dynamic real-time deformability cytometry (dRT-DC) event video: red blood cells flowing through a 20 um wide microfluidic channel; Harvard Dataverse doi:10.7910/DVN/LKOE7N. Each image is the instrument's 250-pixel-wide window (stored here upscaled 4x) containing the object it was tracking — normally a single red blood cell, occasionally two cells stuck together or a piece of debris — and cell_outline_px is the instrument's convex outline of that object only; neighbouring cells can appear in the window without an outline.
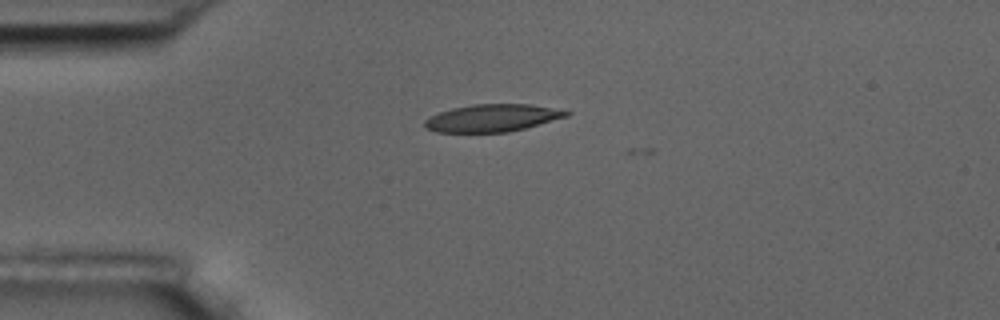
{"species": "common noctule bat (a hibernating species)", "species_latin": "Nyctalus noctula", "temperature_condition": "room temperature", "stored_images_in_passage": 4, "camera_frame_rate_fps": 3000, "um_per_image_px": 0.085, "animal": {"sex": "male", "body_mass_g": 17.5, "forearm_length_mm": 52.3}, "frame": {"image": 1, "passage_image": 3, "time_ms": 2.333, "image_size_px": [1000, 320], "cell_outline_px": [[572, 112], [568, 116], [524, 128], [508, 132], [436, 132], [424, 128], [424, 120], [440, 112], [452, 108], [472, 104], [528, 104]], "centroid_in_image_um": [41.8, 10.03], "position_along_channel_um": 43.2, "area_um2": 22.37}}